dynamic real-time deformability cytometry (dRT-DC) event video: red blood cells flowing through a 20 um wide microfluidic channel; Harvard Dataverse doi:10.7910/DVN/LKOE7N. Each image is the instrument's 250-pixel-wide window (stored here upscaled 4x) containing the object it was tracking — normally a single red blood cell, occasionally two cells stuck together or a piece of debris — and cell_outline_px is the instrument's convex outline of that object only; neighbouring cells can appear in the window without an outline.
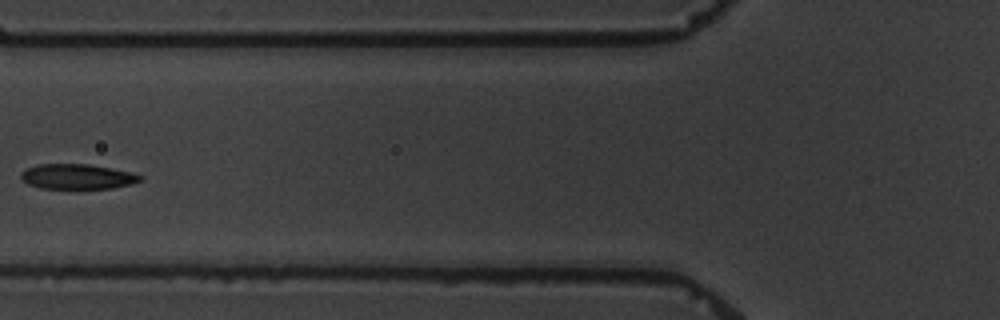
{"species": "common noctule bat (a hibernating species)", "species_latin": "Nyctalus noctula", "temperature_condition": "warm", "stored_images_in_passage": 6, "camera_frame_rate_fps": 3000, "um_per_image_px": 0.085, "animal": {"sex": "male", "body_mass_g": 19.5, "forearm_length_mm": 54.6}, "frame": {"image": 1, "passage_image": 6, "time_ms": 6.333, "image_size_px": [1000, 320], "cell_outline_px": [[144, 180], [132, 184], [112, 188], [40, 188], [28, 184], [20, 176], [20, 172], [36, 164], [88, 164], [112, 168], [132, 172], [144, 176]], "centroid_in_image_um": [6.62, 15.0], "position_along_channel_um": 119.2, "area_um2": 17.51}}